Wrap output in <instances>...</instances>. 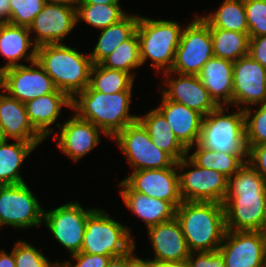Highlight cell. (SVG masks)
I'll return each mask as SVG.
<instances>
[{
  "label": "cell",
  "mask_w": 266,
  "mask_h": 267,
  "mask_svg": "<svg viewBox=\"0 0 266 267\" xmlns=\"http://www.w3.org/2000/svg\"><path fill=\"white\" fill-rule=\"evenodd\" d=\"M223 205L226 230L266 232V180L248 162L228 178Z\"/></svg>",
  "instance_id": "6da1fadb"
},
{
  "label": "cell",
  "mask_w": 266,
  "mask_h": 267,
  "mask_svg": "<svg viewBox=\"0 0 266 267\" xmlns=\"http://www.w3.org/2000/svg\"><path fill=\"white\" fill-rule=\"evenodd\" d=\"M190 252L218 251L225 232L224 205L183 201L175 211Z\"/></svg>",
  "instance_id": "7a4b0ae2"
},
{
  "label": "cell",
  "mask_w": 266,
  "mask_h": 267,
  "mask_svg": "<svg viewBox=\"0 0 266 267\" xmlns=\"http://www.w3.org/2000/svg\"><path fill=\"white\" fill-rule=\"evenodd\" d=\"M132 91L104 94L87 86L72 99L75 114L99 127L109 138H114L127 125L137 121L130 114Z\"/></svg>",
  "instance_id": "3957f363"
},
{
  "label": "cell",
  "mask_w": 266,
  "mask_h": 267,
  "mask_svg": "<svg viewBox=\"0 0 266 267\" xmlns=\"http://www.w3.org/2000/svg\"><path fill=\"white\" fill-rule=\"evenodd\" d=\"M36 60L52 79L57 90L73 99L89 86L93 62L89 54L63 43L37 47Z\"/></svg>",
  "instance_id": "277c9868"
},
{
  "label": "cell",
  "mask_w": 266,
  "mask_h": 267,
  "mask_svg": "<svg viewBox=\"0 0 266 267\" xmlns=\"http://www.w3.org/2000/svg\"><path fill=\"white\" fill-rule=\"evenodd\" d=\"M182 31V25L176 21L155 20L139 15L136 33L142 65L150 59L157 72L170 71Z\"/></svg>",
  "instance_id": "5b68a950"
},
{
  "label": "cell",
  "mask_w": 266,
  "mask_h": 267,
  "mask_svg": "<svg viewBox=\"0 0 266 267\" xmlns=\"http://www.w3.org/2000/svg\"><path fill=\"white\" fill-rule=\"evenodd\" d=\"M131 235L126 225L95 208L87 217L81 252L112 256L117 261L136 246Z\"/></svg>",
  "instance_id": "8992f818"
},
{
  "label": "cell",
  "mask_w": 266,
  "mask_h": 267,
  "mask_svg": "<svg viewBox=\"0 0 266 267\" xmlns=\"http://www.w3.org/2000/svg\"><path fill=\"white\" fill-rule=\"evenodd\" d=\"M227 106H218L203 117L198 144L208 150L235 155H248L245 142V115L237 108L226 113Z\"/></svg>",
  "instance_id": "52a82bcc"
},
{
  "label": "cell",
  "mask_w": 266,
  "mask_h": 267,
  "mask_svg": "<svg viewBox=\"0 0 266 267\" xmlns=\"http://www.w3.org/2000/svg\"><path fill=\"white\" fill-rule=\"evenodd\" d=\"M214 56L209 25L196 15L183 28L175 52L172 73L198 75L204 64Z\"/></svg>",
  "instance_id": "ba28073f"
},
{
  "label": "cell",
  "mask_w": 266,
  "mask_h": 267,
  "mask_svg": "<svg viewBox=\"0 0 266 267\" xmlns=\"http://www.w3.org/2000/svg\"><path fill=\"white\" fill-rule=\"evenodd\" d=\"M177 163L183 201L224 202L228 178L222 173L195 164L188 156ZM189 170L184 171L186 168Z\"/></svg>",
  "instance_id": "9c48e42d"
},
{
  "label": "cell",
  "mask_w": 266,
  "mask_h": 267,
  "mask_svg": "<svg viewBox=\"0 0 266 267\" xmlns=\"http://www.w3.org/2000/svg\"><path fill=\"white\" fill-rule=\"evenodd\" d=\"M25 182L0 185V228L15 229L42 225L44 209Z\"/></svg>",
  "instance_id": "30bf717a"
},
{
  "label": "cell",
  "mask_w": 266,
  "mask_h": 267,
  "mask_svg": "<svg viewBox=\"0 0 266 267\" xmlns=\"http://www.w3.org/2000/svg\"><path fill=\"white\" fill-rule=\"evenodd\" d=\"M113 139L133 171L169 168L176 163L168 153L152 143L149 134L138 121L127 125Z\"/></svg>",
  "instance_id": "8fae6325"
},
{
  "label": "cell",
  "mask_w": 266,
  "mask_h": 267,
  "mask_svg": "<svg viewBox=\"0 0 266 267\" xmlns=\"http://www.w3.org/2000/svg\"><path fill=\"white\" fill-rule=\"evenodd\" d=\"M95 208L84 209L81 203L67 202L52 210H44L43 223L53 237L73 255L81 252L88 215Z\"/></svg>",
  "instance_id": "7c38bea8"
},
{
  "label": "cell",
  "mask_w": 266,
  "mask_h": 267,
  "mask_svg": "<svg viewBox=\"0 0 266 267\" xmlns=\"http://www.w3.org/2000/svg\"><path fill=\"white\" fill-rule=\"evenodd\" d=\"M1 85L3 91L22 103L56 90L52 79L37 60L30 66L23 64L1 71Z\"/></svg>",
  "instance_id": "4fadbf2b"
},
{
  "label": "cell",
  "mask_w": 266,
  "mask_h": 267,
  "mask_svg": "<svg viewBox=\"0 0 266 267\" xmlns=\"http://www.w3.org/2000/svg\"><path fill=\"white\" fill-rule=\"evenodd\" d=\"M218 251L226 267H266V232L226 230Z\"/></svg>",
  "instance_id": "5bb4252c"
},
{
  "label": "cell",
  "mask_w": 266,
  "mask_h": 267,
  "mask_svg": "<svg viewBox=\"0 0 266 267\" xmlns=\"http://www.w3.org/2000/svg\"><path fill=\"white\" fill-rule=\"evenodd\" d=\"M232 81L234 107L245 110L266 102V68L249 54L233 62Z\"/></svg>",
  "instance_id": "9a60e30c"
},
{
  "label": "cell",
  "mask_w": 266,
  "mask_h": 267,
  "mask_svg": "<svg viewBox=\"0 0 266 267\" xmlns=\"http://www.w3.org/2000/svg\"><path fill=\"white\" fill-rule=\"evenodd\" d=\"M77 23V9L47 1L28 29L31 35L34 32L32 39L39 47L45 44L63 43L62 40L74 30Z\"/></svg>",
  "instance_id": "2e32d148"
},
{
  "label": "cell",
  "mask_w": 266,
  "mask_h": 267,
  "mask_svg": "<svg viewBox=\"0 0 266 267\" xmlns=\"http://www.w3.org/2000/svg\"><path fill=\"white\" fill-rule=\"evenodd\" d=\"M134 191L170 202L177 208L182 202L177 163L163 169L132 171L123 179Z\"/></svg>",
  "instance_id": "e0dca14e"
},
{
  "label": "cell",
  "mask_w": 266,
  "mask_h": 267,
  "mask_svg": "<svg viewBox=\"0 0 266 267\" xmlns=\"http://www.w3.org/2000/svg\"><path fill=\"white\" fill-rule=\"evenodd\" d=\"M171 71L163 72L166 84L161 88V94L168 100L185 105L203 116L215 110L218 105L210 97L198 75L178 74L173 77ZM172 75V76H171ZM170 76V77H169Z\"/></svg>",
  "instance_id": "ac0fdd59"
},
{
  "label": "cell",
  "mask_w": 266,
  "mask_h": 267,
  "mask_svg": "<svg viewBox=\"0 0 266 267\" xmlns=\"http://www.w3.org/2000/svg\"><path fill=\"white\" fill-rule=\"evenodd\" d=\"M55 132L54 140L57 141L59 150L77 162L91 152L100 142V133L107 136L99 127L92 122L79 118L76 114L71 116L63 126ZM57 136V137H56Z\"/></svg>",
  "instance_id": "d6986e66"
},
{
  "label": "cell",
  "mask_w": 266,
  "mask_h": 267,
  "mask_svg": "<svg viewBox=\"0 0 266 267\" xmlns=\"http://www.w3.org/2000/svg\"><path fill=\"white\" fill-rule=\"evenodd\" d=\"M148 239L152 244L156 265L188 259L190 250L180 223L174 217L167 222L147 228Z\"/></svg>",
  "instance_id": "ffe728a7"
},
{
  "label": "cell",
  "mask_w": 266,
  "mask_h": 267,
  "mask_svg": "<svg viewBox=\"0 0 266 267\" xmlns=\"http://www.w3.org/2000/svg\"><path fill=\"white\" fill-rule=\"evenodd\" d=\"M157 109L169 123L179 142L188 150L198 143L202 128L203 115L183 104L166 99Z\"/></svg>",
  "instance_id": "44dd1931"
},
{
  "label": "cell",
  "mask_w": 266,
  "mask_h": 267,
  "mask_svg": "<svg viewBox=\"0 0 266 267\" xmlns=\"http://www.w3.org/2000/svg\"><path fill=\"white\" fill-rule=\"evenodd\" d=\"M118 186L125 206L141 218L147 228L175 217L176 208L170 202L136 192L124 180Z\"/></svg>",
  "instance_id": "7402d4cb"
},
{
  "label": "cell",
  "mask_w": 266,
  "mask_h": 267,
  "mask_svg": "<svg viewBox=\"0 0 266 267\" xmlns=\"http://www.w3.org/2000/svg\"><path fill=\"white\" fill-rule=\"evenodd\" d=\"M24 104L30 124L46 139L55 131L50 126L56 122L62 106L72 108V99L61 90L56 89L53 93L34 98Z\"/></svg>",
  "instance_id": "603a6c76"
},
{
  "label": "cell",
  "mask_w": 266,
  "mask_h": 267,
  "mask_svg": "<svg viewBox=\"0 0 266 267\" xmlns=\"http://www.w3.org/2000/svg\"><path fill=\"white\" fill-rule=\"evenodd\" d=\"M3 93H0V127L5 138L24 142L44 141L45 139L30 124L25 104L5 91Z\"/></svg>",
  "instance_id": "cb8c5ba5"
},
{
  "label": "cell",
  "mask_w": 266,
  "mask_h": 267,
  "mask_svg": "<svg viewBox=\"0 0 266 267\" xmlns=\"http://www.w3.org/2000/svg\"><path fill=\"white\" fill-rule=\"evenodd\" d=\"M32 38L26 26L0 24V54L7 59L5 65L0 67L1 71L23 65L19 62L23 58L29 62L36 61L37 46Z\"/></svg>",
  "instance_id": "d4e9b609"
},
{
  "label": "cell",
  "mask_w": 266,
  "mask_h": 267,
  "mask_svg": "<svg viewBox=\"0 0 266 267\" xmlns=\"http://www.w3.org/2000/svg\"><path fill=\"white\" fill-rule=\"evenodd\" d=\"M233 62L213 56L198 74L203 86L218 106L233 105Z\"/></svg>",
  "instance_id": "484cf974"
},
{
  "label": "cell",
  "mask_w": 266,
  "mask_h": 267,
  "mask_svg": "<svg viewBox=\"0 0 266 267\" xmlns=\"http://www.w3.org/2000/svg\"><path fill=\"white\" fill-rule=\"evenodd\" d=\"M137 121L149 134L152 143L168 153L176 162L187 156L188 150L179 142L163 114L154 108Z\"/></svg>",
  "instance_id": "4316f807"
},
{
  "label": "cell",
  "mask_w": 266,
  "mask_h": 267,
  "mask_svg": "<svg viewBox=\"0 0 266 267\" xmlns=\"http://www.w3.org/2000/svg\"><path fill=\"white\" fill-rule=\"evenodd\" d=\"M139 16L126 14L118 22L101 30L98 41L89 56L93 64H100L122 42L130 39L135 33Z\"/></svg>",
  "instance_id": "83f0119b"
},
{
  "label": "cell",
  "mask_w": 266,
  "mask_h": 267,
  "mask_svg": "<svg viewBox=\"0 0 266 267\" xmlns=\"http://www.w3.org/2000/svg\"><path fill=\"white\" fill-rule=\"evenodd\" d=\"M7 141L0 144V185L25 182L21 176L20 166L41 142L15 140L8 144Z\"/></svg>",
  "instance_id": "f1b7e54d"
},
{
  "label": "cell",
  "mask_w": 266,
  "mask_h": 267,
  "mask_svg": "<svg viewBox=\"0 0 266 267\" xmlns=\"http://www.w3.org/2000/svg\"><path fill=\"white\" fill-rule=\"evenodd\" d=\"M193 148L195 151L190 153L189 151ZM187 156L198 166L218 171L227 178L232 177L246 162H248V155H235L208 150L200 146L198 143L188 149Z\"/></svg>",
  "instance_id": "f546056e"
},
{
  "label": "cell",
  "mask_w": 266,
  "mask_h": 267,
  "mask_svg": "<svg viewBox=\"0 0 266 267\" xmlns=\"http://www.w3.org/2000/svg\"><path fill=\"white\" fill-rule=\"evenodd\" d=\"M213 54L231 62L249 54V33L210 28Z\"/></svg>",
  "instance_id": "4dcf8cb0"
},
{
  "label": "cell",
  "mask_w": 266,
  "mask_h": 267,
  "mask_svg": "<svg viewBox=\"0 0 266 267\" xmlns=\"http://www.w3.org/2000/svg\"><path fill=\"white\" fill-rule=\"evenodd\" d=\"M209 28L248 33L244 0H224L218 10L200 16Z\"/></svg>",
  "instance_id": "1f68e13d"
},
{
  "label": "cell",
  "mask_w": 266,
  "mask_h": 267,
  "mask_svg": "<svg viewBox=\"0 0 266 267\" xmlns=\"http://www.w3.org/2000/svg\"><path fill=\"white\" fill-rule=\"evenodd\" d=\"M134 78L121 70L108 69L101 64H93L89 87L93 91L104 94H114L122 91H132Z\"/></svg>",
  "instance_id": "d6a6232c"
},
{
  "label": "cell",
  "mask_w": 266,
  "mask_h": 267,
  "mask_svg": "<svg viewBox=\"0 0 266 267\" xmlns=\"http://www.w3.org/2000/svg\"><path fill=\"white\" fill-rule=\"evenodd\" d=\"M100 64L108 69L124 71L135 78L133 70L142 66L137 33L117 46Z\"/></svg>",
  "instance_id": "836d02e7"
},
{
  "label": "cell",
  "mask_w": 266,
  "mask_h": 267,
  "mask_svg": "<svg viewBox=\"0 0 266 267\" xmlns=\"http://www.w3.org/2000/svg\"><path fill=\"white\" fill-rule=\"evenodd\" d=\"M127 13L121 9L120 4H80L77 8V22L97 29H104L118 22Z\"/></svg>",
  "instance_id": "e575fe53"
},
{
  "label": "cell",
  "mask_w": 266,
  "mask_h": 267,
  "mask_svg": "<svg viewBox=\"0 0 266 267\" xmlns=\"http://www.w3.org/2000/svg\"><path fill=\"white\" fill-rule=\"evenodd\" d=\"M246 108L245 115V142L249 150L254 145L266 142V102L260 104V108L254 110Z\"/></svg>",
  "instance_id": "d590c367"
},
{
  "label": "cell",
  "mask_w": 266,
  "mask_h": 267,
  "mask_svg": "<svg viewBox=\"0 0 266 267\" xmlns=\"http://www.w3.org/2000/svg\"><path fill=\"white\" fill-rule=\"evenodd\" d=\"M13 247L16 267H60L61 262H50L41 251L26 241H17Z\"/></svg>",
  "instance_id": "8d00e7d4"
},
{
  "label": "cell",
  "mask_w": 266,
  "mask_h": 267,
  "mask_svg": "<svg viewBox=\"0 0 266 267\" xmlns=\"http://www.w3.org/2000/svg\"><path fill=\"white\" fill-rule=\"evenodd\" d=\"M48 0H10L11 18L9 23L26 26L42 11Z\"/></svg>",
  "instance_id": "74e56055"
},
{
  "label": "cell",
  "mask_w": 266,
  "mask_h": 267,
  "mask_svg": "<svg viewBox=\"0 0 266 267\" xmlns=\"http://www.w3.org/2000/svg\"><path fill=\"white\" fill-rule=\"evenodd\" d=\"M249 38L266 35V0H244Z\"/></svg>",
  "instance_id": "f35d334b"
},
{
  "label": "cell",
  "mask_w": 266,
  "mask_h": 267,
  "mask_svg": "<svg viewBox=\"0 0 266 267\" xmlns=\"http://www.w3.org/2000/svg\"><path fill=\"white\" fill-rule=\"evenodd\" d=\"M72 262L64 261L60 264V267H110L116 260L112 256H105L100 254H87L79 252L71 255Z\"/></svg>",
  "instance_id": "ab89813d"
},
{
  "label": "cell",
  "mask_w": 266,
  "mask_h": 267,
  "mask_svg": "<svg viewBox=\"0 0 266 267\" xmlns=\"http://www.w3.org/2000/svg\"><path fill=\"white\" fill-rule=\"evenodd\" d=\"M188 261L191 267H226L219 251L191 252Z\"/></svg>",
  "instance_id": "60d3db41"
},
{
  "label": "cell",
  "mask_w": 266,
  "mask_h": 267,
  "mask_svg": "<svg viewBox=\"0 0 266 267\" xmlns=\"http://www.w3.org/2000/svg\"><path fill=\"white\" fill-rule=\"evenodd\" d=\"M248 163L266 180V142L248 150Z\"/></svg>",
  "instance_id": "b9f144b4"
},
{
  "label": "cell",
  "mask_w": 266,
  "mask_h": 267,
  "mask_svg": "<svg viewBox=\"0 0 266 267\" xmlns=\"http://www.w3.org/2000/svg\"><path fill=\"white\" fill-rule=\"evenodd\" d=\"M249 55L266 68V35L250 38Z\"/></svg>",
  "instance_id": "7bdbcfd3"
},
{
  "label": "cell",
  "mask_w": 266,
  "mask_h": 267,
  "mask_svg": "<svg viewBox=\"0 0 266 267\" xmlns=\"http://www.w3.org/2000/svg\"><path fill=\"white\" fill-rule=\"evenodd\" d=\"M135 248L136 246L116 262L121 267H157V265L150 258L147 257L146 260H143L137 257L136 254H134Z\"/></svg>",
  "instance_id": "ee69618b"
},
{
  "label": "cell",
  "mask_w": 266,
  "mask_h": 267,
  "mask_svg": "<svg viewBox=\"0 0 266 267\" xmlns=\"http://www.w3.org/2000/svg\"><path fill=\"white\" fill-rule=\"evenodd\" d=\"M10 18V0H0V24L9 23Z\"/></svg>",
  "instance_id": "f6af8a7d"
},
{
  "label": "cell",
  "mask_w": 266,
  "mask_h": 267,
  "mask_svg": "<svg viewBox=\"0 0 266 267\" xmlns=\"http://www.w3.org/2000/svg\"><path fill=\"white\" fill-rule=\"evenodd\" d=\"M15 259L13 248L11 252L8 254L4 250L0 251V267H15Z\"/></svg>",
  "instance_id": "bcb514c9"
},
{
  "label": "cell",
  "mask_w": 266,
  "mask_h": 267,
  "mask_svg": "<svg viewBox=\"0 0 266 267\" xmlns=\"http://www.w3.org/2000/svg\"><path fill=\"white\" fill-rule=\"evenodd\" d=\"M157 267H191L188 259L158 264Z\"/></svg>",
  "instance_id": "7dc6e473"
},
{
  "label": "cell",
  "mask_w": 266,
  "mask_h": 267,
  "mask_svg": "<svg viewBox=\"0 0 266 267\" xmlns=\"http://www.w3.org/2000/svg\"><path fill=\"white\" fill-rule=\"evenodd\" d=\"M48 1L68 5V6L75 8V9H77L82 2V0H48Z\"/></svg>",
  "instance_id": "c3c4849f"
},
{
  "label": "cell",
  "mask_w": 266,
  "mask_h": 267,
  "mask_svg": "<svg viewBox=\"0 0 266 267\" xmlns=\"http://www.w3.org/2000/svg\"><path fill=\"white\" fill-rule=\"evenodd\" d=\"M81 4H119V0H82Z\"/></svg>",
  "instance_id": "681fc988"
},
{
  "label": "cell",
  "mask_w": 266,
  "mask_h": 267,
  "mask_svg": "<svg viewBox=\"0 0 266 267\" xmlns=\"http://www.w3.org/2000/svg\"><path fill=\"white\" fill-rule=\"evenodd\" d=\"M7 139L3 133V129L0 127V144L4 143Z\"/></svg>",
  "instance_id": "f907efd6"
},
{
  "label": "cell",
  "mask_w": 266,
  "mask_h": 267,
  "mask_svg": "<svg viewBox=\"0 0 266 267\" xmlns=\"http://www.w3.org/2000/svg\"><path fill=\"white\" fill-rule=\"evenodd\" d=\"M110 267H121L117 262H114L112 266Z\"/></svg>",
  "instance_id": "816d5d0a"
},
{
  "label": "cell",
  "mask_w": 266,
  "mask_h": 267,
  "mask_svg": "<svg viewBox=\"0 0 266 267\" xmlns=\"http://www.w3.org/2000/svg\"><path fill=\"white\" fill-rule=\"evenodd\" d=\"M2 88V85H1V70H0V89Z\"/></svg>",
  "instance_id": "f5cc1de1"
}]
</instances>
